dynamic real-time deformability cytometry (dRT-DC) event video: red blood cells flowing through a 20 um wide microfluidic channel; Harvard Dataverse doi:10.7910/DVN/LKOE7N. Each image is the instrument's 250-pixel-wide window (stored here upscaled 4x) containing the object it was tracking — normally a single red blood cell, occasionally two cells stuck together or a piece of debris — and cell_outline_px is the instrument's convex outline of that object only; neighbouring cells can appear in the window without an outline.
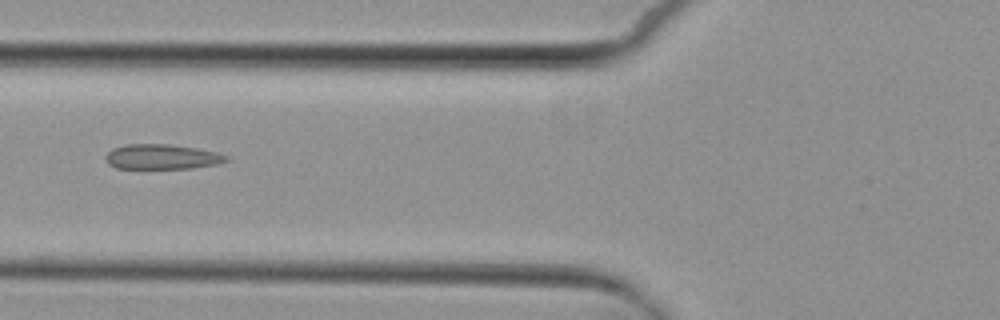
{"species": "common noctule bat (a hibernating species)", "species_latin": "Nyctalus noctula", "temperature_condition": "cold", "stored_images_in_passage": 5, "camera_frame_rate_fps": 3000, "um_per_image_px": 0.085, "animal": {"sex": "female", "body_mass_g": 29.2, "forearm_length_mm": 56.3}, "frame": {"image": 1, "passage_image": 4, "time_ms": 4.0, "image_size_px": [1000, 320], "cell_outline_px": [[228, 160], [220, 164], [192, 168], [116, 168], [108, 164], [104, 160], [104, 156], [112, 148], [124, 144], [168, 144], [196, 148], [216, 152], [228, 156]], "centroid_in_image_um": [13.73, 13.32], "position_along_channel_um": 112.1, "area_um2": 17.69}}
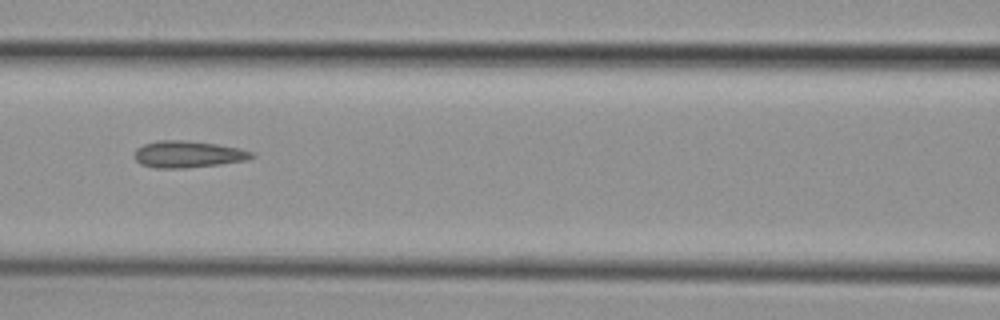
{"frame": {"image": 2, "passage_image": 5, "time_ms": 5.0, "image_size_px": [1000, 320], "cell_outline_px": [[256, 156], [248, 160], [220, 164], [184, 168], [156, 168], [140, 164], [136, 160], [136, 148], [144, 144], [160, 140], [188, 140], [216, 144], [236, 148], [252, 152]], "centroid_in_image_um": [15.98, 13.11], "position_along_channel_um": 150.6, "area_um2": 18.15}}